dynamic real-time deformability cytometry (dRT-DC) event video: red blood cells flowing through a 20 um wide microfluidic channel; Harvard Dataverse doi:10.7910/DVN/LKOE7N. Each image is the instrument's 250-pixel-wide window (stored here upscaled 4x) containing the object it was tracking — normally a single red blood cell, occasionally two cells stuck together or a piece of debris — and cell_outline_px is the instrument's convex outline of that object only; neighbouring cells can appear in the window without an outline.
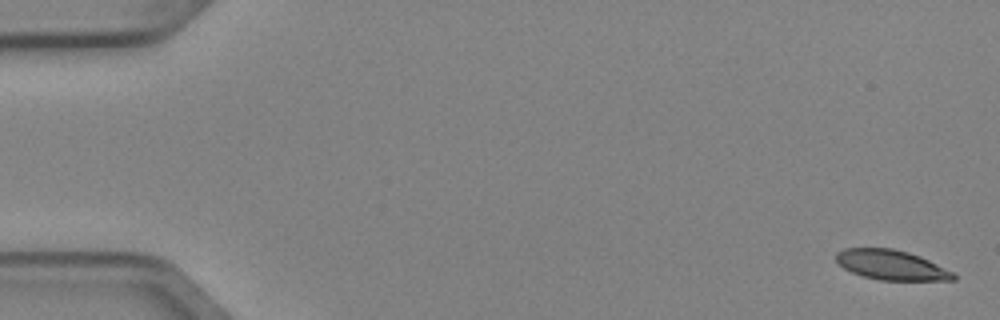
{"species": "Egyptian fruit bat (a non-hibernating species)", "species_latin": "Rousettus aegyptiacus", "temperature_condition": "cold", "stored_images_in_passage": 4, "camera_frame_rate_fps": 3000, "um_per_image_px": 0.085, "animal": {"sex": "female"}, "frame": {"image": 1, "passage_image": 1, "time_ms": 0.0, "image_size_px": [1000, 320], "cell_outline_px": [[956, 280], [880, 280], [864, 276], [852, 272], [844, 268], [836, 260], [836, 252], [844, 248], [892, 248], [908, 252], [920, 256], [952, 272], [956, 276]], "centroid_in_image_um": [75.74, 22.51], "position_along_channel_um": 9.3, "area_um2": 20.17}}
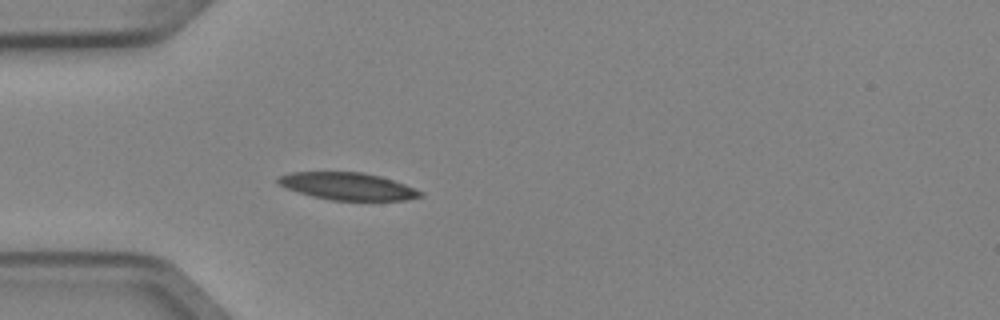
{"frame": {"image": 2, "passage_image": 4, "time_ms": 1.0, "image_size_px": [1000, 320], "cell_outline_px": [[424, 196], [404, 200], [332, 200], [312, 196], [288, 188], [280, 184], [276, 180], [280, 176], [292, 172], [364, 172], [380, 176], [404, 184], [424, 192]], "centroid_in_image_um": [29.6, 15.83], "position_along_channel_um": 55.4, "area_um2": 22.37}}